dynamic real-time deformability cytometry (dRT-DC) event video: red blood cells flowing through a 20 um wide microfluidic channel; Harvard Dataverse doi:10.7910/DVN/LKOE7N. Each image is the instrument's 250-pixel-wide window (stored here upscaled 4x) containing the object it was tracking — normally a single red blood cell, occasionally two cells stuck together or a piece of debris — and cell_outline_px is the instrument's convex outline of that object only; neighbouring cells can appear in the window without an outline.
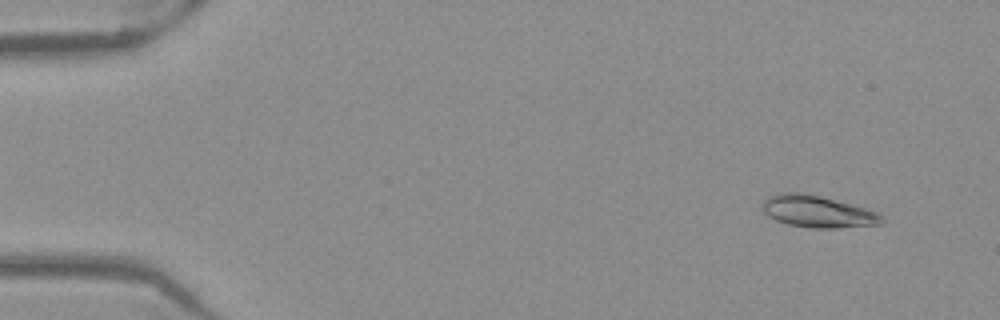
{"species": "Egyptian fruit bat (a non-hibernating species)", "species_latin": "Rousettus aegyptiacus", "temperature_condition": "warm", "stored_images_in_passage": 50, "camera_frame_rate_fps": 3000, "um_per_image_px": 0.085, "frame": {"image": 1, "passage_image": 3, "time_ms": 0.667, "image_size_px": [1000, 320], "cell_outline_px": [[888, 220], [880, 224], [836, 228], [812, 228], [788, 224], [776, 220], [768, 216], [760, 208], [760, 204], [768, 196], [780, 192], [804, 192], [820, 196], [864, 208], [876, 212], [884, 216]], "centroid_in_image_um": [69.46, 17.98], "position_along_channel_um": 15.5, "area_um2": 22.31}}
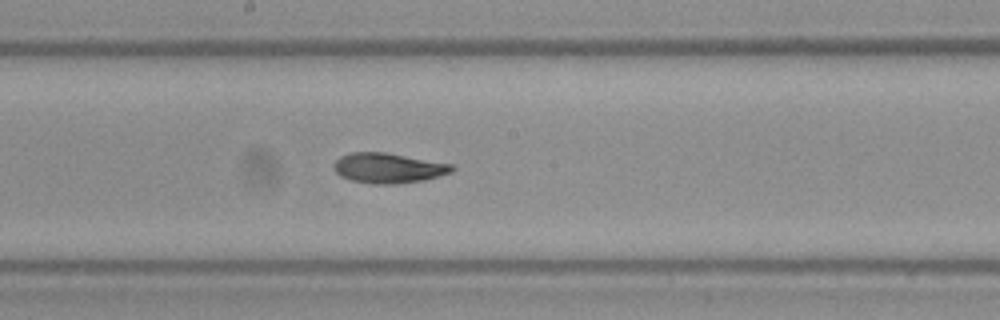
{"frame": {"image": 2, "passage_image": 27, "time_ms": 8.667, "image_size_px": [1000, 320], "cell_outline_px": [[456, 168], [452, 172], [440, 176], [424, 180], [396, 184], [372, 184], [352, 180], [340, 176], [332, 168], [332, 164], [340, 156], [352, 152], [388, 152], [452, 164]], "centroid_in_image_um": [33.01, 14.28], "position_along_channel_um": 215.2, "area_um2": 20.98}}
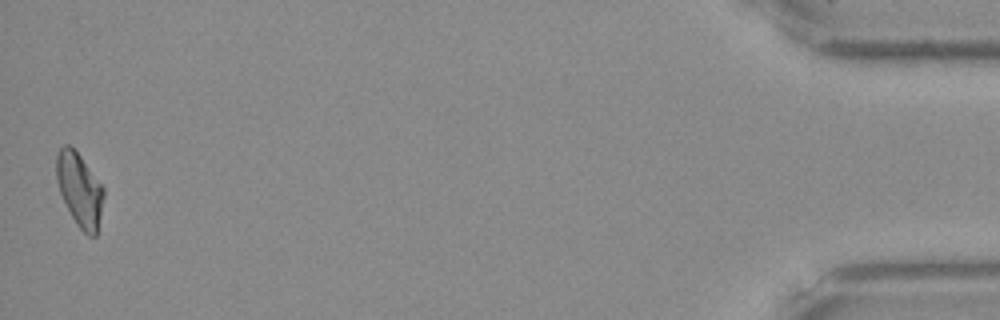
{"frame": {"image": 3, "passage_image": 50, "time_ms": 16.333, "image_size_px": [1000, 320], "cell_outline_px": [[104, 196], [96, 236], [88, 236], [76, 224], [60, 192], [56, 180], [56, 152], [64, 144], [68, 144], [80, 156], [104, 188]], "centroid_in_image_um": [6.75, 16.11], "position_along_channel_um": 428.4, "area_um2": 19.94}, "authors_computed_cell_mechanics": {"area_um2": 20.6635, "velocity_mm_per_s": 3.9617, "shape_relaxation_time_tau1_ms": 9.6135, "shape_relaxation_time_tau2_ms": 3.635, "deformation_change_tau1": 0.213, "deformation_change_tau2": 0.0836}}